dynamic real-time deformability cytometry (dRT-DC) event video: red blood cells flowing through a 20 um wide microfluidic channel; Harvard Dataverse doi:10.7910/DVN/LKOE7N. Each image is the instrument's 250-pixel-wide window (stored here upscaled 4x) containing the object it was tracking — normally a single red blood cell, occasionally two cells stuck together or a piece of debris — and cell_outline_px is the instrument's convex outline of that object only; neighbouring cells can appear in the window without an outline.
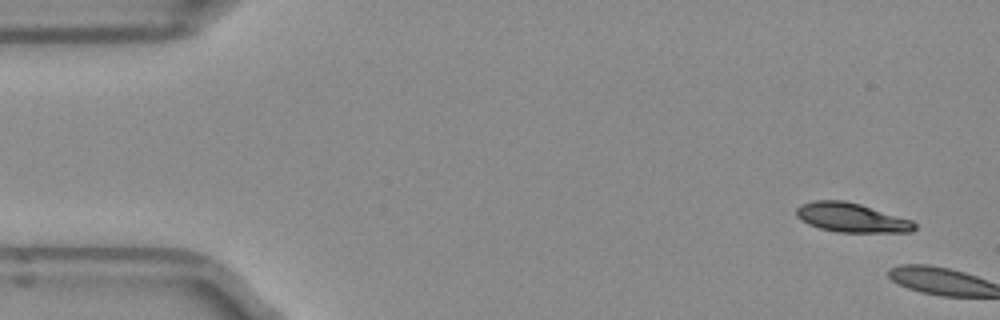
{"species": "Egyptian fruit bat (a non-hibernating species)", "species_latin": "Rousettus aegyptiacus", "temperature_condition": "room temperature", "stored_images_in_passage": 3, "camera_frame_rate_fps": 3000, "um_per_image_px": 0.085, "frame": {"image": 1, "passage_image": 1, "time_ms": 0.0, "image_size_px": [1000, 320], "cell_outline_px": [[916, 228], [912, 232], [836, 232], [820, 228], [808, 224], [800, 220], [796, 216], [796, 208], [800, 204], [812, 200], [844, 200], [860, 204], [912, 220], [916, 224]], "centroid_in_image_um": [72.34, 18.49], "position_along_channel_um": 12.7, "area_um2": 20.23}}